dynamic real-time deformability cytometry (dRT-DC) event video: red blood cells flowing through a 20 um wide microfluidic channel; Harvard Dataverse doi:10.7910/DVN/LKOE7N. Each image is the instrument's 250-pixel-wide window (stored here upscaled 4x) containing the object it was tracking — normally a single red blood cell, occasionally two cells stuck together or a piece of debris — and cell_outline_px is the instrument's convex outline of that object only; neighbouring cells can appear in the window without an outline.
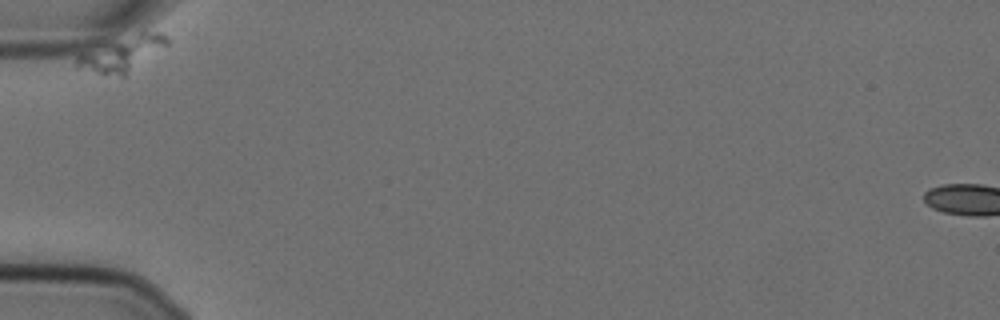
{"species": "Egyptian fruit bat (a non-hibernating species)", "species_latin": "Rousettus aegyptiacus", "temperature_condition": "cold", "stored_images_in_passage": 17, "camera_frame_rate_fps": 3000, "um_per_image_px": 0.085, "animal": {"sex": "female"}, "frame": {"image": 1, "passage_image": 1, "time_ms": 0.0, "image_size_px": [1000, 320], "cell_outline_px": [[168, 44], [124, 76], [120, 76], [96, 72], [76, 68], [76, 56], [144, 28], [160, 32], [168, 36]], "centroid_in_image_um": [10.45, 4.51], "position_along_channel_um": 74.5, "area_um2": 18.15}}
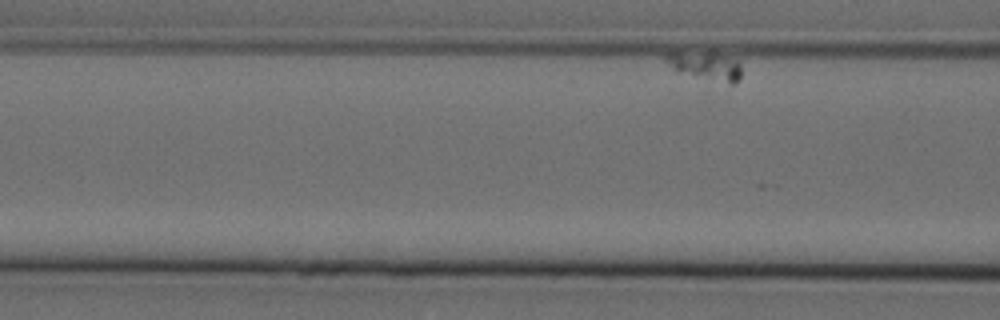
{"frame": {"image": 2, "passage_image": 7, "time_ms": 2.0, "image_size_px": [1000, 320], "cell_outline_px": [[740, 80], [732, 84], [728, 84], [676, 72], [664, 60], [664, 56], [668, 52], [716, 52], [740, 60]], "centroid_in_image_um": [59.98, 5.59], "position_along_channel_um": 106.6, "area_um2": 12.89}}
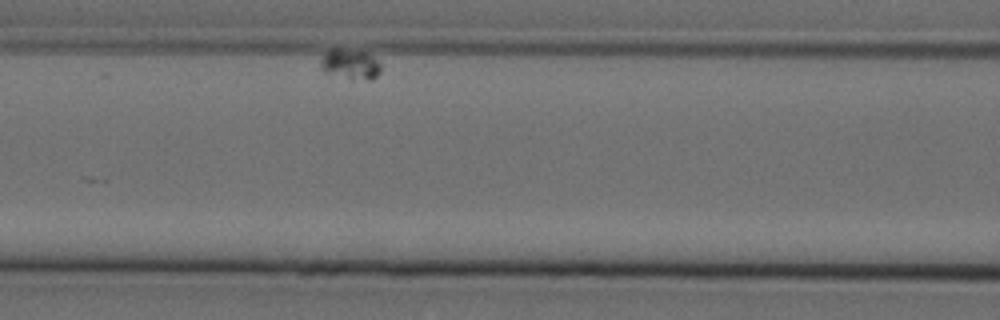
{"frame": {"image": 3, "passage_image": 12, "time_ms": 3.667, "image_size_px": [1000, 320], "cell_outline_px": [[380, 72], [372, 80], [348, 80], [324, 72], [320, 68], [320, 60], [332, 48], [336, 48], [364, 52], [372, 56], [380, 64]], "centroid_in_image_um": [29.76, 5.5], "position_along_channel_um": 136.8, "area_um2": 10.69}}